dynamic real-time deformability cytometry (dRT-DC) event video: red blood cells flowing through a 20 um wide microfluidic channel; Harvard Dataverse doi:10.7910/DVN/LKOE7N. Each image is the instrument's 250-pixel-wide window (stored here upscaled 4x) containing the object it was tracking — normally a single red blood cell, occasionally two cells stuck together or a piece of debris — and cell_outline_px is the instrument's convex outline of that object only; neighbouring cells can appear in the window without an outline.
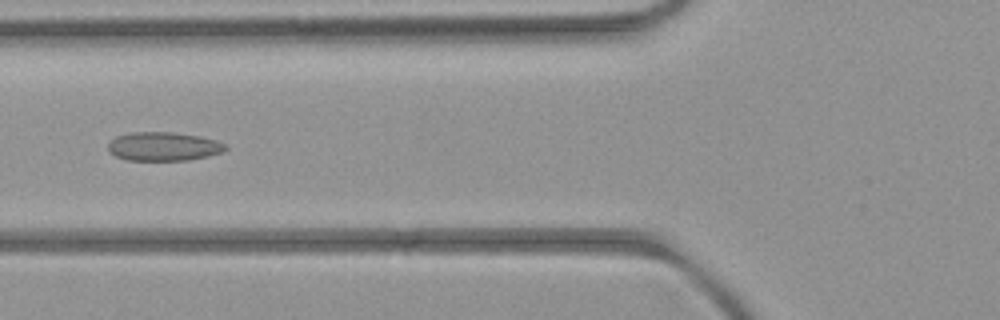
{"species": "common noctule bat (a hibernating species)", "species_latin": "Nyctalus noctula", "temperature_condition": "room temperature", "stored_images_in_passage": 4, "camera_frame_rate_fps": 3000, "um_per_image_px": 0.085, "animal": {"sex": "female", "body_mass_g": 21.9}, "frame": {"image": 1, "passage_image": 4, "time_ms": 3.333, "image_size_px": [1000, 320], "cell_outline_px": [[228, 148], [224, 152], [208, 156], [188, 160], [128, 160], [116, 156], [108, 152], [108, 144], [116, 136], [132, 132], [172, 132], [200, 136], [216, 140], [224, 144]], "centroid_in_image_um": [13.91, 12.45], "position_along_channel_um": 111.9, "area_um2": 19.71}}